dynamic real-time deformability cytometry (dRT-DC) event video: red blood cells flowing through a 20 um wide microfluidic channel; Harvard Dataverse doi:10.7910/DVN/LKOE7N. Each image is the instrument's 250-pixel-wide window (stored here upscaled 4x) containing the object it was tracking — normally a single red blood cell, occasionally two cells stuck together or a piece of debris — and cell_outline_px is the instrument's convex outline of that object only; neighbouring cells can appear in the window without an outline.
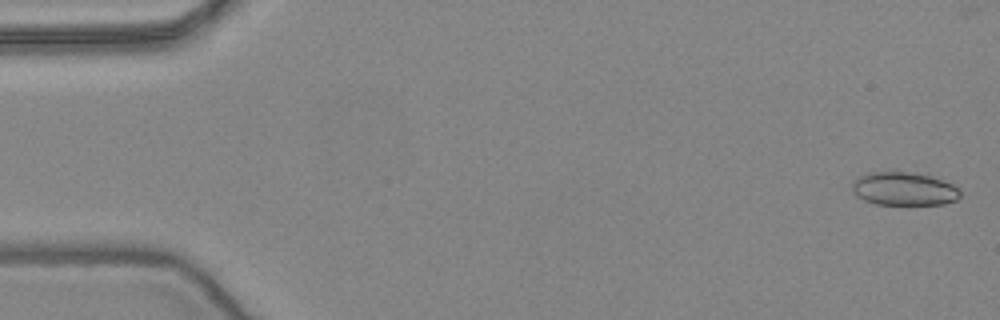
{"species": "common noctule bat (a hibernating species)", "species_latin": "Nyctalus noctula", "temperature_condition": "warm", "stored_images_in_passage": 53, "camera_frame_rate_fps": 3000, "um_per_image_px": 0.085, "animal": {"sex": "female", "body_mass_g": 24.6, "forearm_length_mm": 56.2}, "frame": {"image": 1, "passage_image": 2, "time_ms": 0.333, "image_size_px": [1000, 320], "cell_outline_px": [[960, 196], [956, 200], [944, 204], [876, 204], [864, 200], [856, 196], [852, 192], [852, 184], [860, 176], [872, 172], [904, 172], [932, 176], [944, 180], [960, 188]], "centroid_in_image_um": [76.86, 16.06], "position_along_channel_um": 8.1, "area_um2": 20.87}}
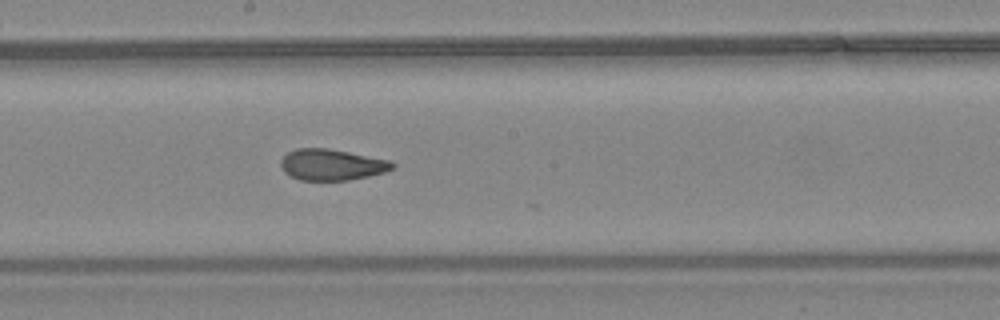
{"frame": {"image": 2, "passage_image": 29, "time_ms": 9.333, "image_size_px": [1000, 320], "cell_outline_px": [[396, 168], [384, 172], [368, 176], [348, 180], [300, 180], [284, 172], [280, 164], [280, 160], [288, 152], [296, 148], [328, 148], [392, 160], [396, 164]], "centroid_in_image_um": [28.23, 13.99], "position_along_channel_um": 220.0, "area_um2": 20.4}}
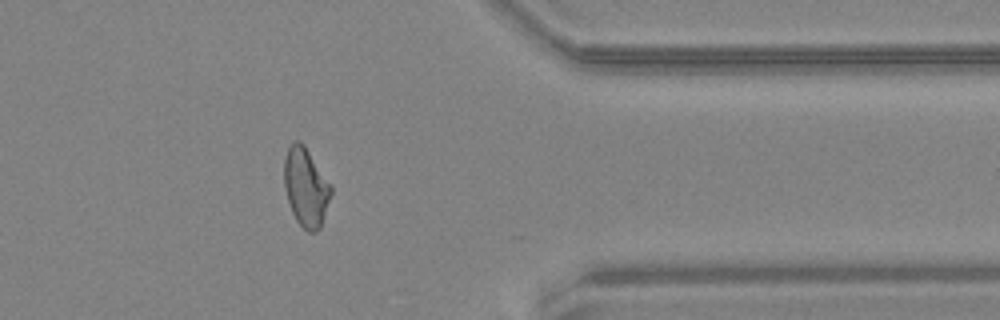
{"frame": {"image": 3, "passage_image": 43, "time_ms": 14.0, "image_size_px": [1000, 320], "cell_outline_px": [[332, 192], [320, 228], [316, 232], [308, 232], [296, 220], [292, 212], [284, 188], [284, 156], [288, 148], [296, 140], [300, 140], [304, 144], [332, 184]], "centroid_in_image_um": [26.0, 15.89], "position_along_channel_um": 385.4, "area_um2": 21.62}, "authors_computed_cell_mechanics": {"area_um2": 21.3282, "velocity_mm_per_s": 3.9208, "shape_relaxation_time_tau1_ms": null, "shape_relaxation_time_tau2_ms": 1.7884, "deformation_change_tau1": null, "deformation_change_tau2": 0.0887}}